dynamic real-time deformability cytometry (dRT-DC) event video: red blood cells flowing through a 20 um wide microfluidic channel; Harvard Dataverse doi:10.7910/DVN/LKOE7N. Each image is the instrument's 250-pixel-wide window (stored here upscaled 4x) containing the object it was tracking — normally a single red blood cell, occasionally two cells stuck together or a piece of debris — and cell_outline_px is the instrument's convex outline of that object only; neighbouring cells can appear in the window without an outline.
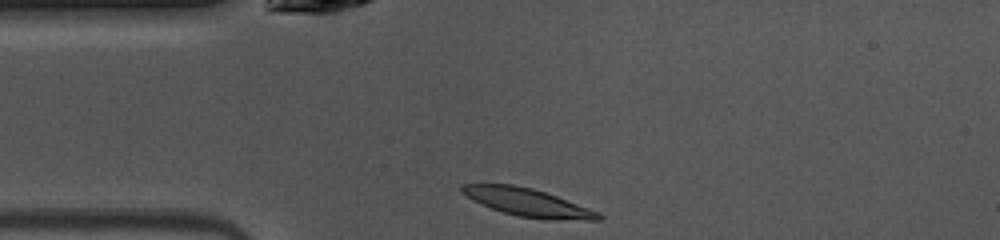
{"species": "common noctule bat (a hibernating species)", "species_latin": "Nyctalus noctula", "temperature_condition": "warm", "stored_images_in_passage": 39, "camera_frame_rate_fps": 3000, "um_per_image_px": 0.085, "animal": {"sex": "female", "body_mass_g": 10.0, "forearm_length_mm": 53.1}, "frame": {"image": 1, "passage_image": 1, "time_ms": 0.0, "image_size_px": [1000, 240], "cell_outline_px": [[604, 216], [600, 220], [548, 220], [520, 216], [504, 212], [480, 204], [472, 200], [460, 188], [460, 184], [512, 184], [532, 188], [556, 196], [600, 212]], "centroid_in_image_um": [44.9, 17.21], "position_along_channel_um": 40.1, "area_um2": 22.02}}
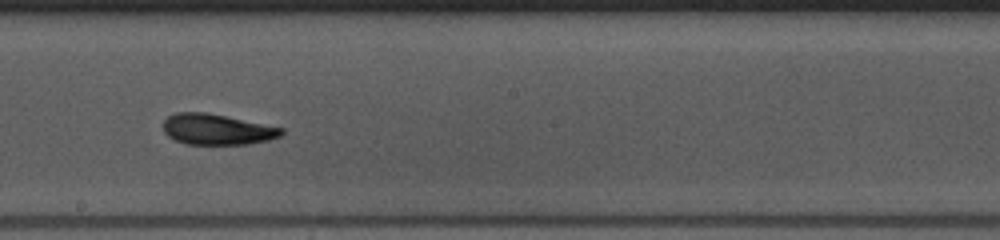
{"frame": {"image": 2, "passage_image": 16, "time_ms": 5.0, "image_size_px": [1000, 240], "cell_outline_px": [[284, 132], [280, 136], [268, 140], [248, 144], [184, 144], [168, 136], [164, 132], [164, 120], [168, 116], [176, 112], [208, 112], [284, 128]], "centroid_in_image_um": [18.44, 10.99], "position_along_channel_um": 229.8, "area_um2": 21.21}}
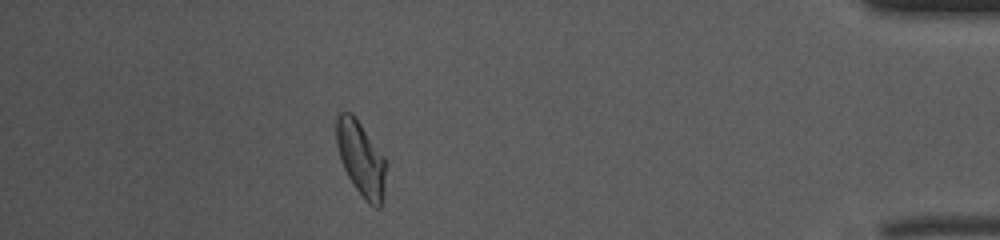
{"frame": {"image": 3, "passage_image": 33, "time_ms": 10.667, "image_size_px": [1000, 240], "cell_outline_px": [[384, 196], [380, 208], [376, 208], [368, 204], [364, 200], [352, 184], [340, 160], [336, 144], [336, 116], [340, 112], [352, 112], [384, 156]], "centroid_in_image_um": [30.65, 13.49], "position_along_channel_um": 404.5, "area_um2": 21.56}, "authors_computed_cell_mechanics": {"area_um2": 21.4438, "velocity_mm_per_s": 4.0593, "shape_relaxation_time_tau1_ms": 3.6618, "shape_relaxation_time_tau2_ms": 1.2712, "deformation_change_tau1": 0.1572, "deformation_change_tau2": 0.0766}}